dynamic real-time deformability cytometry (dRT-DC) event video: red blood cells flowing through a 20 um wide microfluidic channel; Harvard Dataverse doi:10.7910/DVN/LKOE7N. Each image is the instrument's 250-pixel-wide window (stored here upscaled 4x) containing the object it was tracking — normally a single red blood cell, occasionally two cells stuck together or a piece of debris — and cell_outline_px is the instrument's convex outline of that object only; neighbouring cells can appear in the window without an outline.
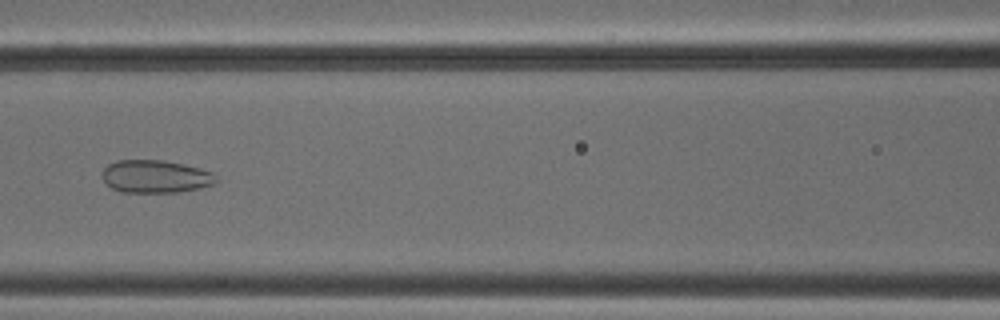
{"species": "common noctule bat (a hibernating species)", "species_latin": "Nyctalus noctula", "temperature_condition": "cold", "stored_images_in_passage": 51, "camera_frame_rate_fps": 3000, "um_per_image_px": 0.085, "animal": {"sex": "male", "body_mass_g": 18.8}, "frame": {"image": 1, "passage_image": 23, "time_ms": 7.333, "image_size_px": [1000, 320], "cell_outline_px": [[216, 180], [212, 184], [200, 188], [180, 192], [120, 192], [112, 188], [100, 176], [104, 168], [108, 164], [116, 160], [164, 160], [184, 164], [200, 168], [212, 172], [216, 176]], "centroid_in_image_um": [13.19, 14.99], "position_along_channel_um": 153.4, "area_um2": 21.85}}
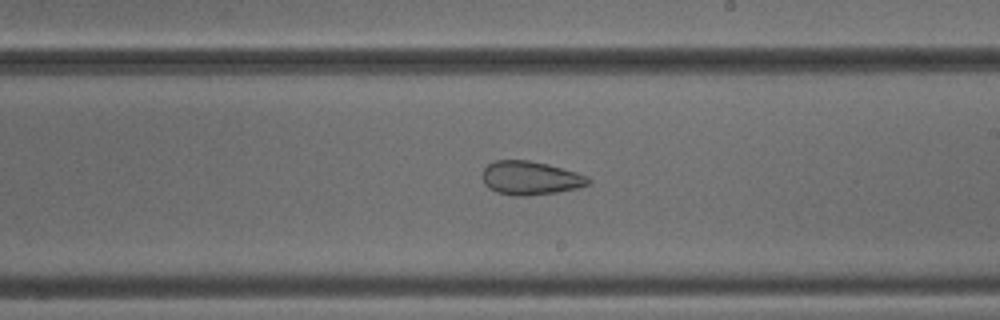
{"frame": {"image": 2, "passage_image": 30, "time_ms": 9.667, "image_size_px": [1000, 320], "cell_outline_px": [[592, 180], [588, 184], [576, 188], [556, 192], [528, 196], [512, 196], [496, 192], [488, 188], [484, 184], [484, 168], [488, 164], [496, 160], [528, 160], [548, 164], [576, 172], [588, 176]], "centroid_in_image_um": [45.08, 15.14], "position_along_channel_um": 243.9, "area_um2": 20.75}}
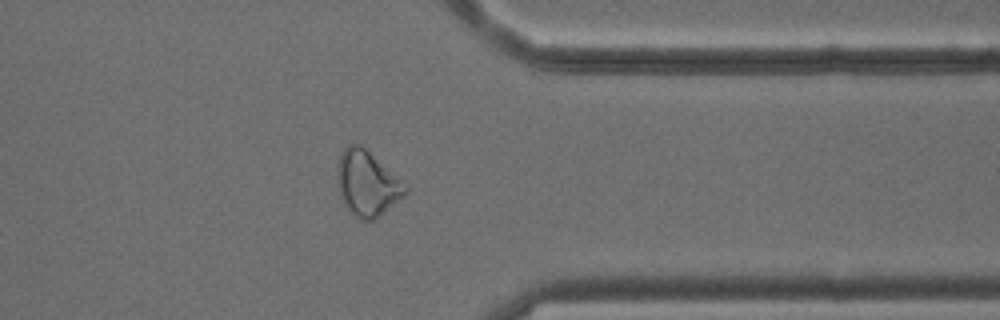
{"frame": {"image": 3, "passage_image": 41, "time_ms": 13.333, "image_size_px": [1000, 320], "cell_outline_px": [[408, 192], [404, 196], [372, 220], [360, 220], [352, 216], [344, 204], [340, 196], [336, 184], [336, 176], [340, 156], [344, 148], [348, 144], [360, 144], [400, 180], [408, 188]], "centroid_in_image_um": [31.15, 15.61], "position_along_channel_um": 380.3, "area_um2": 25.43}, "authors_computed_cell_mechanics": {"area_um2": 26.9926, "velocity_mm_per_s": 3.8784, "shape_relaxation_time_tau1_ms": null, "shape_relaxation_time_tau2_ms": 2.7422, "deformation_change_tau1": null, "deformation_change_tau2": 0.0994}}